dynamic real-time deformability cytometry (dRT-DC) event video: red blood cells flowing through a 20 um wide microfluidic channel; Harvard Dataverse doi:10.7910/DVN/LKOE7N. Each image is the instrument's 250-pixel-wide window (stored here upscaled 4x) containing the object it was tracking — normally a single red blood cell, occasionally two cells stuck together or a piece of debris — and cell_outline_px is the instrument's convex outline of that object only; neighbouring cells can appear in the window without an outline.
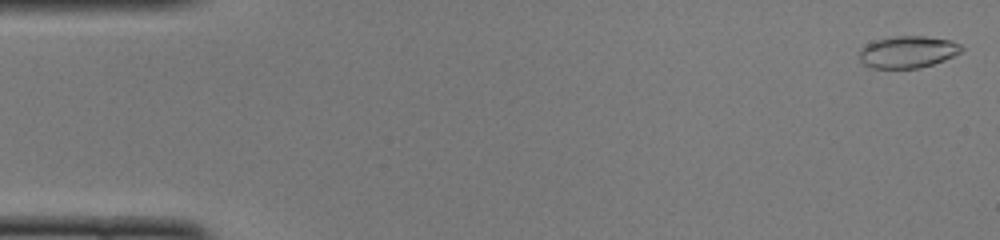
{"species": "common noctule bat (a hibernating species)", "species_latin": "Nyctalus noctula", "temperature_condition": "cold", "stored_images_in_passage": 49, "camera_frame_rate_fps": 3000, "um_per_image_px": 0.085, "animal": {"sex": "female", "body_mass_g": 22.0, "forearm_length_mm": 56.7}, "frame": {"image": 1, "passage_image": 1, "time_ms": 0.0, "image_size_px": [1000, 240], "cell_outline_px": [[964, 48], [960, 52], [944, 60], [920, 68], [872, 68], [864, 64], [860, 60], [860, 48], [876, 40], [896, 36], [924, 36], [952, 40], [960, 44]], "centroid_in_image_um": [77.17, 4.41], "position_along_channel_um": 7.8, "area_um2": 18.9}}
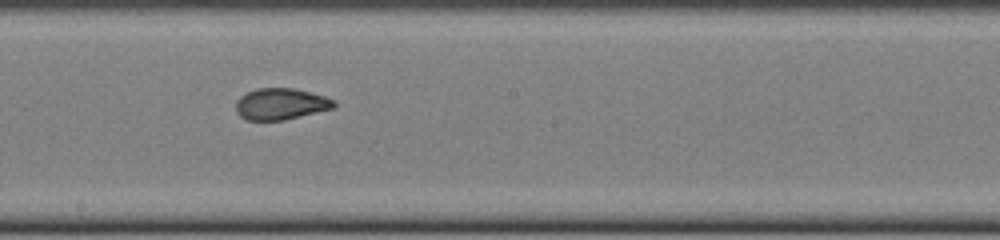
{"frame": {"image": 2, "passage_image": 27, "time_ms": 8.667, "image_size_px": [1000, 240], "cell_outline_px": [[336, 104], [332, 108], [284, 120], [248, 120], [240, 116], [236, 112], [236, 100], [240, 96], [256, 88], [292, 88], [324, 96], [336, 100]], "centroid_in_image_um": [23.83, 8.83], "position_along_channel_um": 224.4, "area_um2": 17.8}}
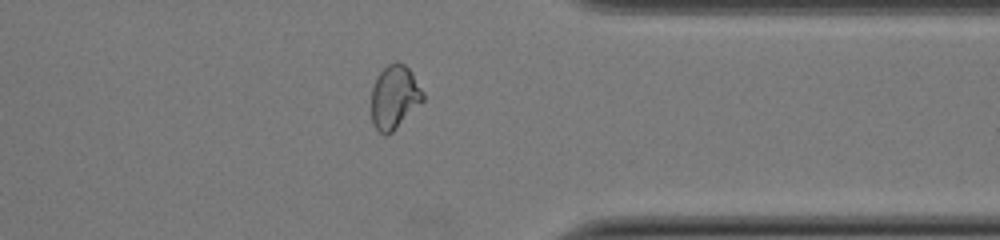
{"frame": {"image": 3, "passage_image": 39, "time_ms": 12.667, "image_size_px": [1000, 240], "cell_outline_px": [[424, 100], [388, 136], [384, 136], [376, 128], [372, 120], [372, 88], [376, 76], [388, 64], [396, 60], [404, 64], [408, 68], [424, 92]], "centroid_in_image_um": [33.52, 8.24], "position_along_channel_um": 377.9, "area_um2": 19.07}, "authors_computed_cell_mechanics": {"area_um2": 18.9006, "velocity_mm_per_s": 4.0096, "shape_relaxation_time_tau1_ms": 8.4295, "shape_relaxation_time_tau2_ms": 1.1033, "deformation_change_tau1": 0.2099, "deformation_change_tau2": 0.0607}}